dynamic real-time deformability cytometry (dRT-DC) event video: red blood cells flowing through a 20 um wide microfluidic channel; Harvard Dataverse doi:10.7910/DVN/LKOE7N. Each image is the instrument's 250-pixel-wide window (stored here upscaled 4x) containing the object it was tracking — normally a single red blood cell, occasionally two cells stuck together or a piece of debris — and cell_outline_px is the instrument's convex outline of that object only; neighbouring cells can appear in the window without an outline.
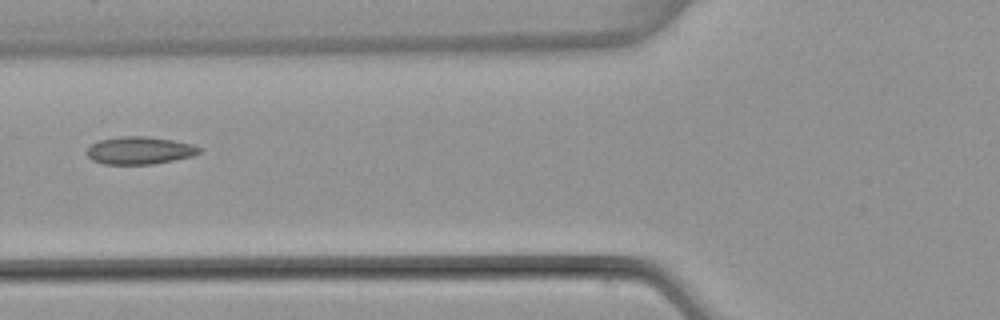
{"species": "common noctule bat (a hibernating species)", "species_latin": "Nyctalus noctula", "temperature_condition": "warm", "stored_images_in_passage": 6, "camera_frame_rate_fps": 3000, "um_per_image_px": 0.085, "animal": {"sex": "female", "body_mass_g": 22.7, "forearm_length_mm": 54.2}, "frame": {"image": 1, "passage_image": 6, "time_ms": 6.0, "image_size_px": [1000, 320], "cell_outline_px": [[200, 152], [192, 156], [152, 164], [104, 164], [92, 160], [88, 156], [88, 148], [92, 144], [100, 140], [120, 136], [148, 136], [172, 140], [192, 144], [200, 148]], "centroid_in_image_um": [11.86, 12.78], "position_along_channel_um": 113.9, "area_um2": 17.86}}